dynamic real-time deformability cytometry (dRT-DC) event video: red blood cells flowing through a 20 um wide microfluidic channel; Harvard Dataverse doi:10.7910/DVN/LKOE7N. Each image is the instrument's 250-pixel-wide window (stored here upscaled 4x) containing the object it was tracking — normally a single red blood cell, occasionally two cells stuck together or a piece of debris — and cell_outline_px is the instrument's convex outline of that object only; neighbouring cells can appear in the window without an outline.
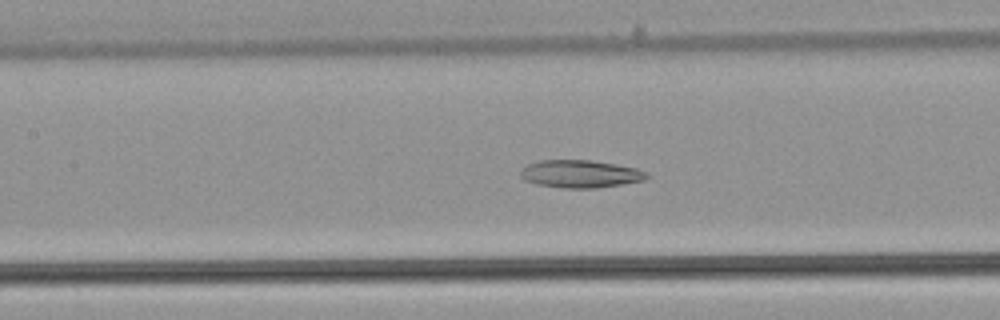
{"species": "common noctule bat (a hibernating species)", "species_latin": "Nyctalus noctula", "temperature_condition": "warm", "stored_images_in_passage": 53, "camera_frame_rate_fps": 3000, "um_per_image_px": 0.085, "animal": {"sex": "male", "body_mass_g": 21.5, "forearm_length_mm": 52.0}, "frame": {"image": 1, "passage_image": 25, "time_ms": 8.0, "image_size_px": [1000, 320], "cell_outline_px": [[648, 176], [644, 180], [596, 188], [564, 188], [536, 184], [524, 180], [520, 176], [520, 172], [528, 164], [540, 160], [588, 160], [636, 168], [648, 172]], "centroid_in_image_um": [49.3, 14.78], "position_along_channel_um": 158.1, "area_um2": 20.11}}
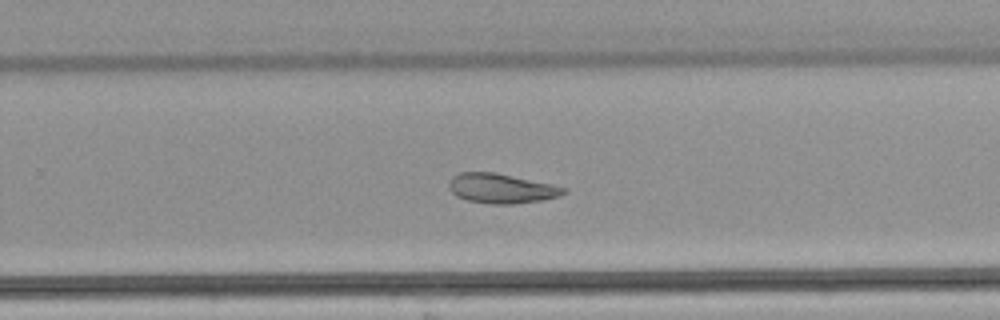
{"frame": {"image": 2, "passage_image": 35, "time_ms": 11.333, "image_size_px": [1000, 320], "cell_outline_px": [[568, 192], [560, 196], [544, 200], [512, 204], [488, 204], [468, 200], [456, 196], [452, 192], [448, 184], [452, 176], [460, 172], [496, 172], [552, 184], [568, 188]], "centroid_in_image_um": [42.65, 16.01], "position_along_channel_um": 287.2, "area_um2": 20.06}}
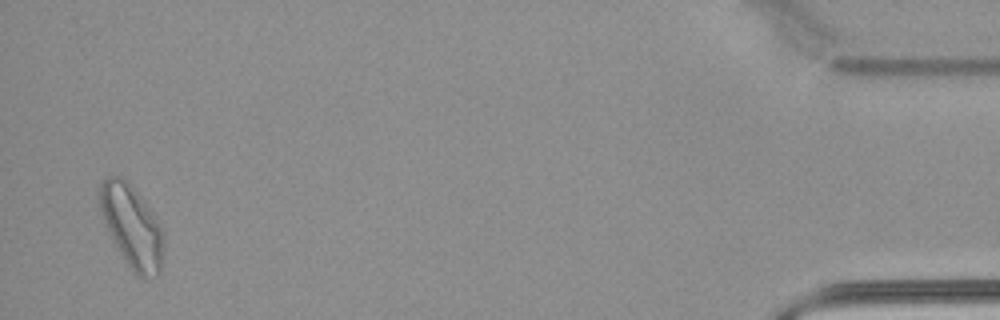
{"frame": {"image": 3, "passage_image": 52, "time_ms": 17.0, "image_size_px": [1000, 320], "cell_outline_px": [[164, 260], [160, 272], [156, 276], [144, 280], [132, 272], [124, 260], [104, 224], [100, 212], [96, 196], [96, 192], [100, 184], [108, 176], [120, 176], [140, 196], [160, 224], [164, 236]], "centroid_in_image_um": [11.19, 19.3], "position_along_channel_um": 424.0, "area_um2": 31.21}, "authors_computed_cell_mechanics": {"area_um2": 25.3164, "velocity_mm_per_s": 3.8918, "shape_relaxation_time_tau1_ms": null, "shape_relaxation_time_tau2_ms": 3.7419, "deformation_change_tau1": null, "deformation_change_tau2": 0.1037}}